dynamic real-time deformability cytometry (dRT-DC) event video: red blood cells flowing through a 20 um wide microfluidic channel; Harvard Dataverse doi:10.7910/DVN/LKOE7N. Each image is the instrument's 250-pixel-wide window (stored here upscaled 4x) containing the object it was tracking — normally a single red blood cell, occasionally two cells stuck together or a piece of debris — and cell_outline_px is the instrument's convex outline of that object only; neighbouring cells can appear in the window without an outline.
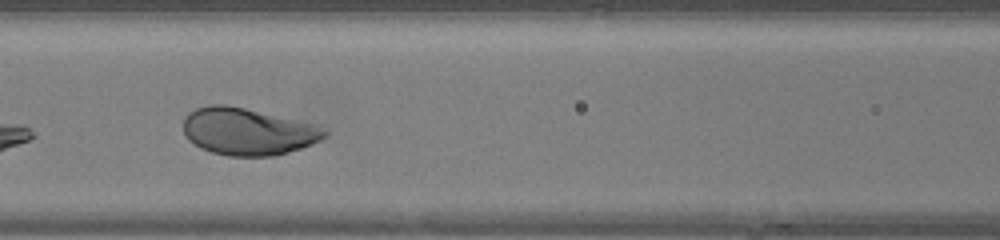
{"species": "human", "species_latin": "Homo sapiens", "temperature_condition": "warm", "stored_images_in_passage": 32, "camera_frame_rate_fps": 3000, "um_per_image_px": 0.085, "donor": {"sex": "female"}, "frame": {"image": 1, "passage_image": 14, "time_ms": 4.333, "image_size_px": [1000, 240], "cell_outline_px": [[328, 136], [320, 140], [300, 148], [288, 152], [272, 156], [228, 156], [212, 152], [200, 148], [188, 140], [184, 136], [184, 116], [188, 112], [196, 108], [208, 104], [224, 104], [244, 108], [316, 124], [328, 132]], "centroid_in_image_um": [21.03, 11.17], "position_along_channel_um": 145.6, "area_um2": 38.84}}
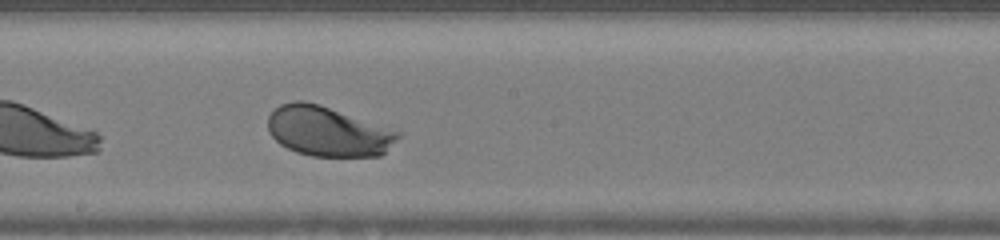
{"frame": {"image": 2, "passage_image": 19, "time_ms": 6.0, "image_size_px": [1000, 240], "cell_outline_px": [[400, 136], [380, 156], [312, 156], [296, 152], [280, 144], [268, 132], [268, 116], [280, 104], [296, 100], [304, 100], [320, 104], [400, 132]], "centroid_in_image_um": [27.82, 11.16], "position_along_channel_um": 220.4, "area_um2": 37.51}}